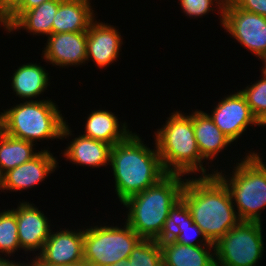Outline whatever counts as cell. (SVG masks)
Here are the masks:
<instances>
[{"mask_svg": "<svg viewBox=\"0 0 266 266\" xmlns=\"http://www.w3.org/2000/svg\"><path fill=\"white\" fill-rule=\"evenodd\" d=\"M181 200L210 243L215 244L240 222L229 189L216 174L188 177Z\"/></svg>", "mask_w": 266, "mask_h": 266, "instance_id": "cell-1", "label": "cell"}, {"mask_svg": "<svg viewBox=\"0 0 266 266\" xmlns=\"http://www.w3.org/2000/svg\"><path fill=\"white\" fill-rule=\"evenodd\" d=\"M142 137L131 132L123 141L111 146L109 166L115 180L119 201L136 195L157 183L165 172L156 144L154 149L143 143Z\"/></svg>", "mask_w": 266, "mask_h": 266, "instance_id": "cell-2", "label": "cell"}, {"mask_svg": "<svg viewBox=\"0 0 266 266\" xmlns=\"http://www.w3.org/2000/svg\"><path fill=\"white\" fill-rule=\"evenodd\" d=\"M167 119L153 135L165 172L193 177L195 174L196 177L215 175L217 170L212 168L213 172L207 173V166L203 164L206 161L197 146L193 116L176 110Z\"/></svg>", "mask_w": 266, "mask_h": 266, "instance_id": "cell-3", "label": "cell"}, {"mask_svg": "<svg viewBox=\"0 0 266 266\" xmlns=\"http://www.w3.org/2000/svg\"><path fill=\"white\" fill-rule=\"evenodd\" d=\"M167 173L148 189L131 196L123 203L126 223L142 238L156 240L170 210L181 200L186 176Z\"/></svg>", "mask_w": 266, "mask_h": 266, "instance_id": "cell-4", "label": "cell"}, {"mask_svg": "<svg viewBox=\"0 0 266 266\" xmlns=\"http://www.w3.org/2000/svg\"><path fill=\"white\" fill-rule=\"evenodd\" d=\"M53 100L23 101L0 112L1 131L16 138L35 143L71 137L72 129Z\"/></svg>", "mask_w": 266, "mask_h": 266, "instance_id": "cell-5", "label": "cell"}, {"mask_svg": "<svg viewBox=\"0 0 266 266\" xmlns=\"http://www.w3.org/2000/svg\"><path fill=\"white\" fill-rule=\"evenodd\" d=\"M232 170L229 176L217 168L216 175L229 189L237 216L240 221L262 222L261 212L266 207V162L257 151H248Z\"/></svg>", "mask_w": 266, "mask_h": 266, "instance_id": "cell-6", "label": "cell"}, {"mask_svg": "<svg viewBox=\"0 0 266 266\" xmlns=\"http://www.w3.org/2000/svg\"><path fill=\"white\" fill-rule=\"evenodd\" d=\"M84 228V261L90 266H109L127 259L142 238L126 223Z\"/></svg>", "mask_w": 266, "mask_h": 266, "instance_id": "cell-7", "label": "cell"}, {"mask_svg": "<svg viewBox=\"0 0 266 266\" xmlns=\"http://www.w3.org/2000/svg\"><path fill=\"white\" fill-rule=\"evenodd\" d=\"M263 222L240 221L215 244L216 266H259L264 255Z\"/></svg>", "mask_w": 266, "mask_h": 266, "instance_id": "cell-8", "label": "cell"}, {"mask_svg": "<svg viewBox=\"0 0 266 266\" xmlns=\"http://www.w3.org/2000/svg\"><path fill=\"white\" fill-rule=\"evenodd\" d=\"M222 28L258 59L266 54V17L240 9L230 1L224 5Z\"/></svg>", "mask_w": 266, "mask_h": 266, "instance_id": "cell-9", "label": "cell"}, {"mask_svg": "<svg viewBox=\"0 0 266 266\" xmlns=\"http://www.w3.org/2000/svg\"><path fill=\"white\" fill-rule=\"evenodd\" d=\"M84 227L82 229L68 228L57 232L51 231L42 251L32 257L35 265L69 266L84 261Z\"/></svg>", "mask_w": 266, "mask_h": 266, "instance_id": "cell-10", "label": "cell"}, {"mask_svg": "<svg viewBox=\"0 0 266 266\" xmlns=\"http://www.w3.org/2000/svg\"><path fill=\"white\" fill-rule=\"evenodd\" d=\"M215 125L231 141L237 142L249 126L258 125L257 118L253 115L245 97L240 91L230 93L221 98L210 113H207Z\"/></svg>", "mask_w": 266, "mask_h": 266, "instance_id": "cell-11", "label": "cell"}, {"mask_svg": "<svg viewBox=\"0 0 266 266\" xmlns=\"http://www.w3.org/2000/svg\"><path fill=\"white\" fill-rule=\"evenodd\" d=\"M56 159L58 158H55L48 148L41 149L32 160L9 170L0 178L1 192L5 193L8 190L23 192V190L39 185L57 169L58 160Z\"/></svg>", "mask_w": 266, "mask_h": 266, "instance_id": "cell-12", "label": "cell"}, {"mask_svg": "<svg viewBox=\"0 0 266 266\" xmlns=\"http://www.w3.org/2000/svg\"><path fill=\"white\" fill-rule=\"evenodd\" d=\"M86 45L87 31L52 33L42 50V59L61 68L85 65L88 63Z\"/></svg>", "mask_w": 266, "mask_h": 266, "instance_id": "cell-13", "label": "cell"}, {"mask_svg": "<svg viewBox=\"0 0 266 266\" xmlns=\"http://www.w3.org/2000/svg\"><path fill=\"white\" fill-rule=\"evenodd\" d=\"M34 205V206H33ZM16 220L18 224V241L21 250L35 253L36 256L42 251L45 242L52 229L50 221L34 203L27 201L18 202L16 208Z\"/></svg>", "mask_w": 266, "mask_h": 266, "instance_id": "cell-14", "label": "cell"}, {"mask_svg": "<svg viewBox=\"0 0 266 266\" xmlns=\"http://www.w3.org/2000/svg\"><path fill=\"white\" fill-rule=\"evenodd\" d=\"M123 37L116 26L95 18L87 30V58L100 69L109 67L120 55Z\"/></svg>", "mask_w": 266, "mask_h": 266, "instance_id": "cell-15", "label": "cell"}, {"mask_svg": "<svg viewBox=\"0 0 266 266\" xmlns=\"http://www.w3.org/2000/svg\"><path fill=\"white\" fill-rule=\"evenodd\" d=\"M156 241L159 244L176 241L191 246L214 245L206 239L201 229L193 222L190 211L182 200H179L170 210Z\"/></svg>", "mask_w": 266, "mask_h": 266, "instance_id": "cell-16", "label": "cell"}, {"mask_svg": "<svg viewBox=\"0 0 266 266\" xmlns=\"http://www.w3.org/2000/svg\"><path fill=\"white\" fill-rule=\"evenodd\" d=\"M191 115L199 152L206 161L213 162L218 153H222L233 142L215 125L207 112L197 109Z\"/></svg>", "mask_w": 266, "mask_h": 266, "instance_id": "cell-17", "label": "cell"}, {"mask_svg": "<svg viewBox=\"0 0 266 266\" xmlns=\"http://www.w3.org/2000/svg\"><path fill=\"white\" fill-rule=\"evenodd\" d=\"M91 0H62L55 14L52 33L87 31L96 18Z\"/></svg>", "mask_w": 266, "mask_h": 266, "instance_id": "cell-18", "label": "cell"}, {"mask_svg": "<svg viewBox=\"0 0 266 266\" xmlns=\"http://www.w3.org/2000/svg\"><path fill=\"white\" fill-rule=\"evenodd\" d=\"M160 247L163 266H216L214 245L191 246L170 241Z\"/></svg>", "mask_w": 266, "mask_h": 266, "instance_id": "cell-19", "label": "cell"}, {"mask_svg": "<svg viewBox=\"0 0 266 266\" xmlns=\"http://www.w3.org/2000/svg\"><path fill=\"white\" fill-rule=\"evenodd\" d=\"M67 146L62 154L73 164L92 168L109 165L111 145L106 142L78 135Z\"/></svg>", "mask_w": 266, "mask_h": 266, "instance_id": "cell-20", "label": "cell"}, {"mask_svg": "<svg viewBox=\"0 0 266 266\" xmlns=\"http://www.w3.org/2000/svg\"><path fill=\"white\" fill-rule=\"evenodd\" d=\"M118 120V117L109 110L91 111L85 120V130L81 135L113 146L132 132L126 122L119 124Z\"/></svg>", "mask_w": 266, "mask_h": 266, "instance_id": "cell-21", "label": "cell"}, {"mask_svg": "<svg viewBox=\"0 0 266 266\" xmlns=\"http://www.w3.org/2000/svg\"><path fill=\"white\" fill-rule=\"evenodd\" d=\"M44 66L37 63H24L14 70L11 76V88L15 96L21 100L32 101L46 92L47 86L50 85V75Z\"/></svg>", "mask_w": 266, "mask_h": 266, "instance_id": "cell-22", "label": "cell"}, {"mask_svg": "<svg viewBox=\"0 0 266 266\" xmlns=\"http://www.w3.org/2000/svg\"><path fill=\"white\" fill-rule=\"evenodd\" d=\"M62 0H48L37 7L23 12L7 29L9 33L24 29L33 36L52 34V24Z\"/></svg>", "mask_w": 266, "mask_h": 266, "instance_id": "cell-23", "label": "cell"}, {"mask_svg": "<svg viewBox=\"0 0 266 266\" xmlns=\"http://www.w3.org/2000/svg\"><path fill=\"white\" fill-rule=\"evenodd\" d=\"M35 145L36 143L13 138L0 130V178L9 170L37 156L40 151L33 148Z\"/></svg>", "mask_w": 266, "mask_h": 266, "instance_id": "cell-24", "label": "cell"}, {"mask_svg": "<svg viewBox=\"0 0 266 266\" xmlns=\"http://www.w3.org/2000/svg\"><path fill=\"white\" fill-rule=\"evenodd\" d=\"M17 228L16 209L0 211V256H14L21 249Z\"/></svg>", "mask_w": 266, "mask_h": 266, "instance_id": "cell-25", "label": "cell"}, {"mask_svg": "<svg viewBox=\"0 0 266 266\" xmlns=\"http://www.w3.org/2000/svg\"><path fill=\"white\" fill-rule=\"evenodd\" d=\"M131 266H163L162 251L156 240L142 239L128 257Z\"/></svg>", "mask_w": 266, "mask_h": 266, "instance_id": "cell-26", "label": "cell"}, {"mask_svg": "<svg viewBox=\"0 0 266 266\" xmlns=\"http://www.w3.org/2000/svg\"><path fill=\"white\" fill-rule=\"evenodd\" d=\"M261 79L252 85H248L245 89L239 91L243 94L251 112L257 120L266 111V78L261 75Z\"/></svg>", "mask_w": 266, "mask_h": 266, "instance_id": "cell-27", "label": "cell"}, {"mask_svg": "<svg viewBox=\"0 0 266 266\" xmlns=\"http://www.w3.org/2000/svg\"><path fill=\"white\" fill-rule=\"evenodd\" d=\"M179 2L181 9L186 16L192 18H201V16L203 17L213 11L216 12V9H218L217 14L220 15L219 20L221 21V25H223V11L225 4L221 0H179Z\"/></svg>", "mask_w": 266, "mask_h": 266, "instance_id": "cell-28", "label": "cell"}, {"mask_svg": "<svg viewBox=\"0 0 266 266\" xmlns=\"http://www.w3.org/2000/svg\"><path fill=\"white\" fill-rule=\"evenodd\" d=\"M238 8L266 17V0H231Z\"/></svg>", "mask_w": 266, "mask_h": 266, "instance_id": "cell-29", "label": "cell"}, {"mask_svg": "<svg viewBox=\"0 0 266 266\" xmlns=\"http://www.w3.org/2000/svg\"><path fill=\"white\" fill-rule=\"evenodd\" d=\"M48 0H22V2L7 16V28L25 11L33 9Z\"/></svg>", "mask_w": 266, "mask_h": 266, "instance_id": "cell-30", "label": "cell"}, {"mask_svg": "<svg viewBox=\"0 0 266 266\" xmlns=\"http://www.w3.org/2000/svg\"><path fill=\"white\" fill-rule=\"evenodd\" d=\"M21 2L22 0H0V8L8 16Z\"/></svg>", "mask_w": 266, "mask_h": 266, "instance_id": "cell-31", "label": "cell"}, {"mask_svg": "<svg viewBox=\"0 0 266 266\" xmlns=\"http://www.w3.org/2000/svg\"><path fill=\"white\" fill-rule=\"evenodd\" d=\"M2 257L0 256V266H30V263L32 262L30 260V262L24 263V261H22L23 263L19 262H15V260H9L11 257Z\"/></svg>", "mask_w": 266, "mask_h": 266, "instance_id": "cell-32", "label": "cell"}, {"mask_svg": "<svg viewBox=\"0 0 266 266\" xmlns=\"http://www.w3.org/2000/svg\"><path fill=\"white\" fill-rule=\"evenodd\" d=\"M0 25L4 26L3 29H7V16L2 12L0 8Z\"/></svg>", "mask_w": 266, "mask_h": 266, "instance_id": "cell-33", "label": "cell"}, {"mask_svg": "<svg viewBox=\"0 0 266 266\" xmlns=\"http://www.w3.org/2000/svg\"><path fill=\"white\" fill-rule=\"evenodd\" d=\"M109 266H131L130 261L127 259H123L115 264L109 265Z\"/></svg>", "mask_w": 266, "mask_h": 266, "instance_id": "cell-34", "label": "cell"}, {"mask_svg": "<svg viewBox=\"0 0 266 266\" xmlns=\"http://www.w3.org/2000/svg\"><path fill=\"white\" fill-rule=\"evenodd\" d=\"M260 60L262 61L263 65L261 68V75H263L266 78V54L260 58Z\"/></svg>", "mask_w": 266, "mask_h": 266, "instance_id": "cell-35", "label": "cell"}, {"mask_svg": "<svg viewBox=\"0 0 266 266\" xmlns=\"http://www.w3.org/2000/svg\"><path fill=\"white\" fill-rule=\"evenodd\" d=\"M258 126L264 127L266 126V111L263 113V115L258 119Z\"/></svg>", "mask_w": 266, "mask_h": 266, "instance_id": "cell-36", "label": "cell"}, {"mask_svg": "<svg viewBox=\"0 0 266 266\" xmlns=\"http://www.w3.org/2000/svg\"><path fill=\"white\" fill-rule=\"evenodd\" d=\"M69 266H90L86 261H82L77 264L69 265Z\"/></svg>", "mask_w": 266, "mask_h": 266, "instance_id": "cell-37", "label": "cell"}, {"mask_svg": "<svg viewBox=\"0 0 266 266\" xmlns=\"http://www.w3.org/2000/svg\"><path fill=\"white\" fill-rule=\"evenodd\" d=\"M224 4L229 3L231 0H221Z\"/></svg>", "mask_w": 266, "mask_h": 266, "instance_id": "cell-38", "label": "cell"}, {"mask_svg": "<svg viewBox=\"0 0 266 266\" xmlns=\"http://www.w3.org/2000/svg\"><path fill=\"white\" fill-rule=\"evenodd\" d=\"M36 266H62V265H36Z\"/></svg>", "mask_w": 266, "mask_h": 266, "instance_id": "cell-39", "label": "cell"}, {"mask_svg": "<svg viewBox=\"0 0 266 266\" xmlns=\"http://www.w3.org/2000/svg\"><path fill=\"white\" fill-rule=\"evenodd\" d=\"M30 266H36L33 262L30 263Z\"/></svg>", "mask_w": 266, "mask_h": 266, "instance_id": "cell-40", "label": "cell"}]
</instances>
